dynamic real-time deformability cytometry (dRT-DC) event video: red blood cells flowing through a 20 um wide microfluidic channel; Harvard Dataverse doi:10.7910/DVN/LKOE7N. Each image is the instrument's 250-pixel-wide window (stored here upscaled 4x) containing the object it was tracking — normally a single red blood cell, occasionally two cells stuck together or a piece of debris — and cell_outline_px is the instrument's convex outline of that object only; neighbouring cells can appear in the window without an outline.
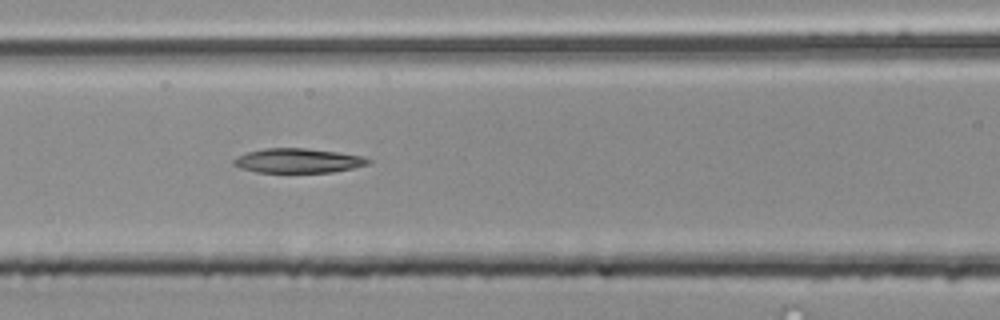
{"species": "common noctule bat (a hibernating species)", "species_latin": "Nyctalus noctula", "temperature_condition": "room temperature", "stored_images_in_passage": 47, "segment_of_instrument_passage": [2, 2], "camera_frame_rate_fps": 3000, "um_per_image_px": 0.085, "animal": {"sex": "male", "body_mass_g": 20.4}, "frame": {"image": 1, "passage_image": 17, "time_ms": 5.333, "image_size_px": [1000, 320], "cell_outline_px": [[372, 160], [368, 164], [352, 168], [332, 172], [256, 172], [240, 168], [232, 164], [232, 160], [236, 156], [248, 152], [264, 148], [304, 148], [340, 152], [364, 156]], "centroid_in_image_um": [25.32, 13.65], "position_along_channel_um": 141.3, "area_um2": 19.25}}
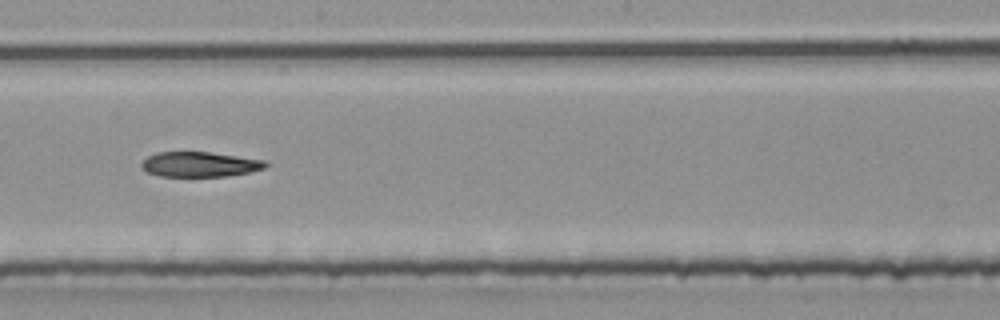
{"frame": {"image": 2, "passage_image": 24, "time_ms": 7.667, "image_size_px": [1000, 320], "cell_outline_px": [[268, 164], [264, 168], [248, 172], [224, 176], [160, 176], [148, 172], [140, 168], [140, 164], [148, 156], [156, 152], [208, 152], [264, 160]], "centroid_in_image_um": [16.92, 13.96], "position_along_channel_um": 231.3, "area_um2": 17.86}}
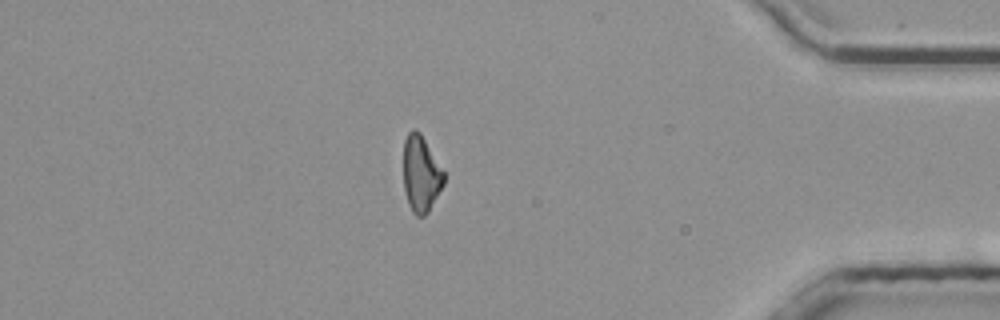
{"frame": {"image": 3, "passage_image": 40, "time_ms": 13.0, "image_size_px": [1000, 320], "cell_outline_px": [[444, 184], [428, 212], [424, 216], [416, 216], [412, 212], [408, 204], [404, 188], [404, 140], [408, 132], [412, 128], [416, 128], [420, 132], [444, 172]], "centroid_in_image_um": [35.77, 14.78], "position_along_channel_um": 399.4, "area_um2": 17.92}}